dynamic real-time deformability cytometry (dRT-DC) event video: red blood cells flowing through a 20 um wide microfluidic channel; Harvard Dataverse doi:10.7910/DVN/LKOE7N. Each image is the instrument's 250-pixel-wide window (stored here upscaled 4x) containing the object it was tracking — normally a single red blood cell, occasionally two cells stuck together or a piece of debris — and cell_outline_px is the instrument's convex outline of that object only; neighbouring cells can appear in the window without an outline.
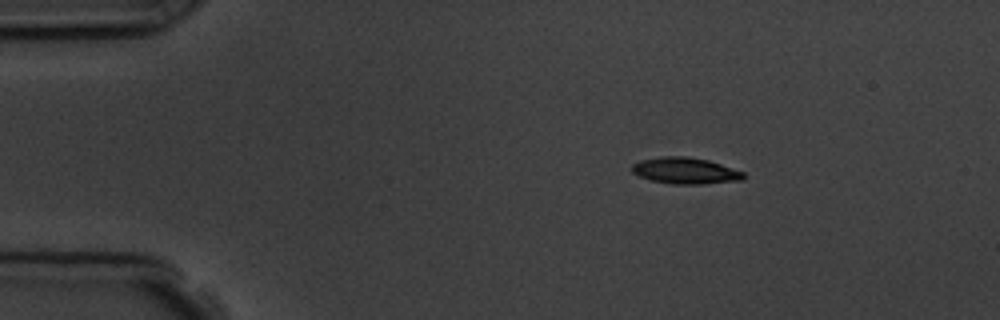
{"species": "common noctule bat (a hibernating species)", "species_latin": "Nyctalus noctula", "temperature_condition": "room temperature", "stored_images_in_passage": 4, "segment_of_instrument_passage": [1, 2], "camera_frame_rate_fps": 3000, "um_per_image_px": 0.085, "animal": {"sex": "male", "body_mass_g": 19.5, "forearm_length_mm": 54.6}, "frame": {"image": 1, "passage_image": 1, "time_ms": 0.0, "image_size_px": [1000, 320], "cell_outline_px": [[744, 180], [704, 184], [676, 184], [652, 180], [640, 176], [632, 172], [632, 164], [640, 160], [660, 156], [684, 156], [708, 160], [744, 172]], "centroid_in_image_um": [58.26, 14.51], "position_along_channel_um": 26.7, "area_um2": 17.05}}